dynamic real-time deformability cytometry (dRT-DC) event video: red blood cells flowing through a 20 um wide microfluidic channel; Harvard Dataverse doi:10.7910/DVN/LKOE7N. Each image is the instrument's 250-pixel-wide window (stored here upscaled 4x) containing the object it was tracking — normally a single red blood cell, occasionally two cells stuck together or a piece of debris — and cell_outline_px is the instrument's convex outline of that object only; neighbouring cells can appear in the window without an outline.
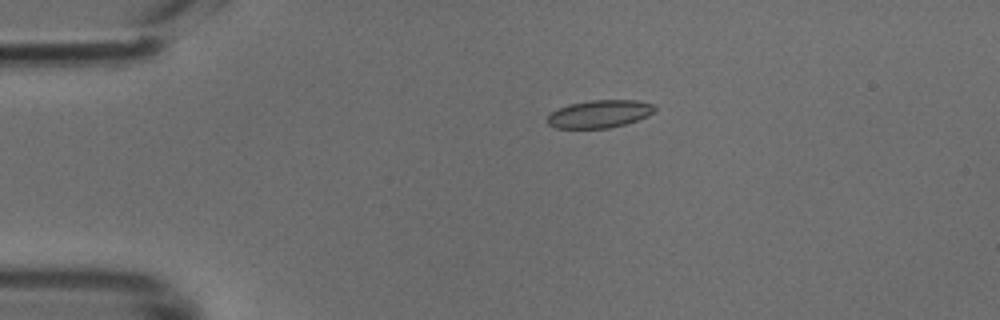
{"species": "common noctule bat (a hibernating species)", "species_latin": "Nyctalus noctula", "temperature_condition": "cold", "stored_images_in_passage": 40, "camera_frame_rate_fps": 3000, "um_per_image_px": 0.085, "animal": {"sex": "male", "body_mass_g": 18.8}, "frame": {"image": 1, "passage_image": 1, "time_ms": 0.0, "image_size_px": [1000, 320], "cell_outline_px": [[656, 112], [648, 116], [624, 124], [608, 128], [556, 128], [548, 124], [548, 116], [552, 112], [568, 104], [592, 100], [636, 100], [656, 104]], "centroid_in_image_um": [51.01, 9.67], "position_along_channel_um": 34.0, "area_um2": 17.34}}
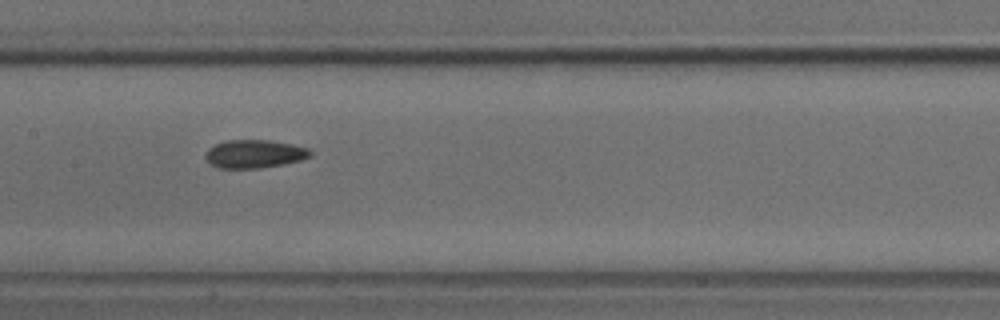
{"frame": {"image": 2, "passage_image": 15, "time_ms": 4.667, "image_size_px": [1000, 320], "cell_outline_px": [[312, 156], [300, 160], [284, 164], [260, 168], [220, 168], [212, 164], [204, 156], [208, 148], [224, 140], [268, 140], [292, 144], [308, 148], [312, 152]], "centroid_in_image_um": [21.64, 13.07], "position_along_channel_um": 185.8, "area_um2": 17.22}}
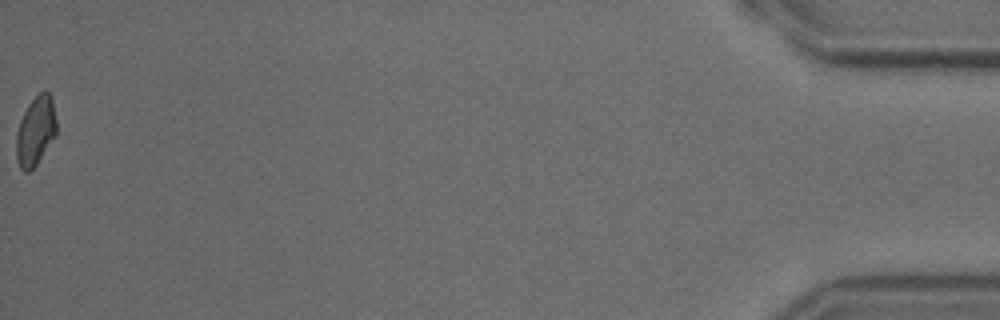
{"frame": {"image": 3, "passage_image": 40, "time_ms": 13.0, "image_size_px": [1000, 320], "cell_outline_px": [[56, 136], [36, 164], [28, 172], [24, 172], [20, 168], [16, 160], [16, 132], [20, 120], [28, 104], [44, 88], [52, 96], [56, 120]], "centroid_in_image_um": [3.02, 11.12], "position_along_channel_um": 432.2, "area_um2": 16.36}}